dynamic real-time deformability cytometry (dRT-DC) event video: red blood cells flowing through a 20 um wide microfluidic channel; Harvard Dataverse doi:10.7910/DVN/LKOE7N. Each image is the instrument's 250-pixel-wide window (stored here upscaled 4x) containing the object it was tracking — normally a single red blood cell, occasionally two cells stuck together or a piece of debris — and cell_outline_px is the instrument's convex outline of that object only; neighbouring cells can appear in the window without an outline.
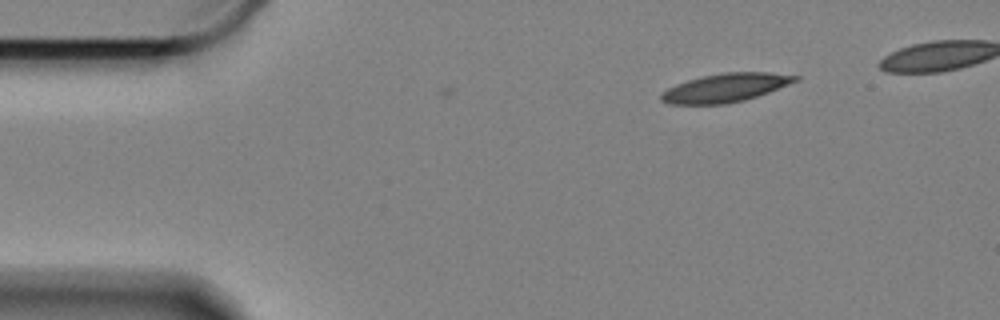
{"species": "Egyptian fruit bat (a non-hibernating species)", "species_latin": "Rousettus aegyptiacus", "temperature_condition": "cold", "stored_images_in_passage": 4, "camera_frame_rate_fps": 3000, "um_per_image_px": 0.085, "animal": {"sex": "female"}, "frame": {"image": 1, "passage_image": 1, "time_ms": 0.0, "image_size_px": [1000, 320], "cell_outline_px": [[800, 80], [768, 92], [744, 100], [728, 104], [668, 104], [660, 100], [660, 92], [676, 84], [688, 80], [704, 76], [724, 72], [772, 72], [800, 76]], "centroid_in_image_um": [61.66, 7.46], "position_along_channel_um": 23.3, "area_um2": 22.37}}